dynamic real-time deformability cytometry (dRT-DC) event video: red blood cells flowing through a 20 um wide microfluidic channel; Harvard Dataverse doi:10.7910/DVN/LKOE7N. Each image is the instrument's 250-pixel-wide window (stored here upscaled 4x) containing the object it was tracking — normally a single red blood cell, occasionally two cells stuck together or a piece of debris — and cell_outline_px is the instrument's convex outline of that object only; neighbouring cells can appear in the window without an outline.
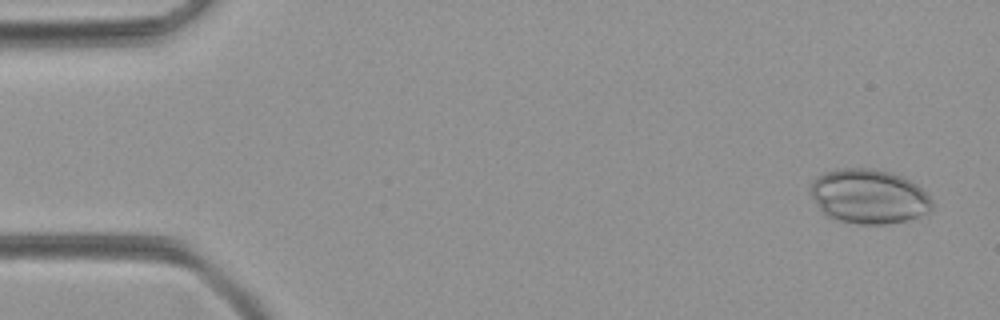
{"species": "common noctule bat (a hibernating species)", "species_latin": "Nyctalus noctula", "temperature_condition": "room temperature", "stored_images_in_passage": 13, "camera_frame_rate_fps": 3000, "um_per_image_px": 0.085, "animal": {"sex": "female", "body_mass_g": 21.9}, "frame": {"image": 1, "passage_image": 3, "time_ms": 0.667, "image_size_px": [1000, 320], "cell_outline_px": [[932, 208], [928, 212], [904, 220], [888, 224], [860, 224], [840, 220], [828, 216], [820, 208], [808, 192], [808, 184], [812, 180], [824, 172], [836, 168], [868, 168], [888, 172], [900, 176], [916, 184], [932, 200]], "centroid_in_image_um": [73.78, 16.68], "position_along_channel_um": 11.2, "area_um2": 38.32}}